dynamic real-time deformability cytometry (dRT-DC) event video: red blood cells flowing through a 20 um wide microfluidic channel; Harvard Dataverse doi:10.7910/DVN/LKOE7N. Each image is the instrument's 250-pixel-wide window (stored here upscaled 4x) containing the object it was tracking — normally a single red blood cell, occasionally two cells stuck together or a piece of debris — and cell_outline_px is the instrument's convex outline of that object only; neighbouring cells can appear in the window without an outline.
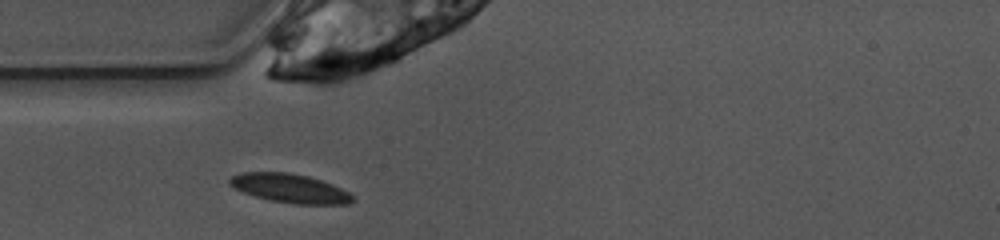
{"species": "common noctule bat (a hibernating species)", "species_latin": "Nyctalus noctula", "temperature_condition": "warm", "stored_images_in_passage": 38, "camera_frame_rate_fps": 3000, "um_per_image_px": 0.085, "animal": {"sex": "female", "body_mass_g": 10.0, "forearm_length_mm": 53.1}, "frame": {"image": 1, "passage_image": 1, "time_ms": 0.0, "image_size_px": [1000, 240], "cell_outline_px": [[356, 200], [348, 204], [296, 204], [272, 200], [256, 196], [244, 192], [228, 184], [228, 180], [232, 176], [240, 172], [288, 172], [308, 176], [332, 184], [356, 196]], "centroid_in_image_um": [24.68, 16.0], "position_along_channel_um": 60.3, "area_um2": 20.63}}
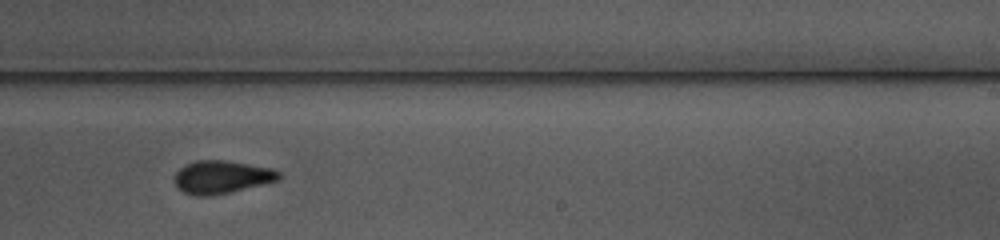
{"frame": {"image": 2, "passage_image": 17, "time_ms": 5.333, "image_size_px": [1000, 240], "cell_outline_px": [[280, 176], [276, 180], [212, 196], [196, 196], [184, 192], [176, 188], [176, 172], [184, 164], [196, 160], [224, 160], [272, 168], [280, 172]], "centroid_in_image_um": [18.78, 15.04], "position_along_channel_um": 270.2, "area_um2": 19.71}}
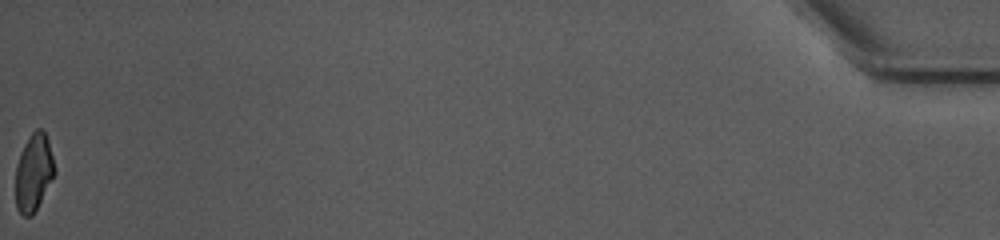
{"frame": {"image": 3, "passage_image": 38, "time_ms": 12.333, "image_size_px": [1000, 240], "cell_outline_px": [[56, 172], [32, 216], [24, 216], [16, 208], [16, 164], [20, 152], [28, 136], [36, 128], [40, 128], [44, 132], [48, 140]], "centroid_in_image_um": [2.85, 14.64], "position_along_channel_um": 432.3, "area_um2": 17.46}, "authors_computed_cell_mechanics": {"area_um2": 19.5364, "velocity_mm_per_s": 3.9135, "shape_relaxation_time_tau1_ms": 3.594, "shape_relaxation_time_tau2_ms": 2.3017, "deformation_change_tau1": 0.1311, "deformation_change_tau2": 0.0598}}